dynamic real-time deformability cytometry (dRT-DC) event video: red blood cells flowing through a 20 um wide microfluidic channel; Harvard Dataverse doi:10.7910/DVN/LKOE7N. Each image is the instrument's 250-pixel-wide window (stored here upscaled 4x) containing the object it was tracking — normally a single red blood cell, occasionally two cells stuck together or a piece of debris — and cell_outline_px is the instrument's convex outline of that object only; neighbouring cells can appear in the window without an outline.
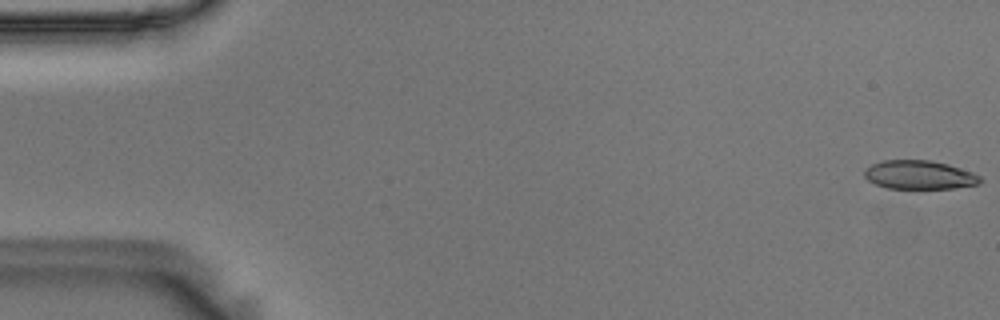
{"species": "Egyptian fruit bat (a non-hibernating species)", "species_latin": "Rousettus aegyptiacus", "temperature_condition": "room temperature", "stored_images_in_passage": 49, "camera_frame_rate_fps": 3000, "um_per_image_px": 0.085, "animal": {"sex": "male"}, "frame": {"image": 1, "passage_image": 1, "time_ms": 0.0, "image_size_px": [1000, 320], "cell_outline_px": [[984, 180], [980, 184], [952, 188], [888, 188], [876, 184], [868, 180], [864, 176], [864, 172], [872, 164], [884, 160], [928, 160], [948, 164], [972, 172], [980, 176]], "centroid_in_image_um": [78.18, 14.86], "position_along_channel_um": 6.8, "area_um2": 19.25}}
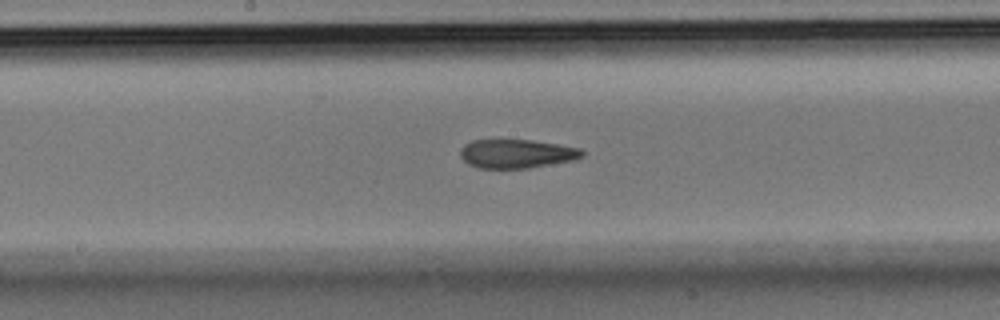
{"frame": {"image": 2, "passage_image": 29, "time_ms": 9.333, "image_size_px": [1000, 320], "cell_outline_px": [[584, 156], [572, 160], [528, 168], [480, 168], [468, 164], [460, 156], [460, 148], [464, 144], [472, 140], [532, 140], [580, 148], [584, 152]], "centroid_in_image_um": [43.88, 13.06], "position_along_channel_um": 204.3, "area_um2": 20.35}}
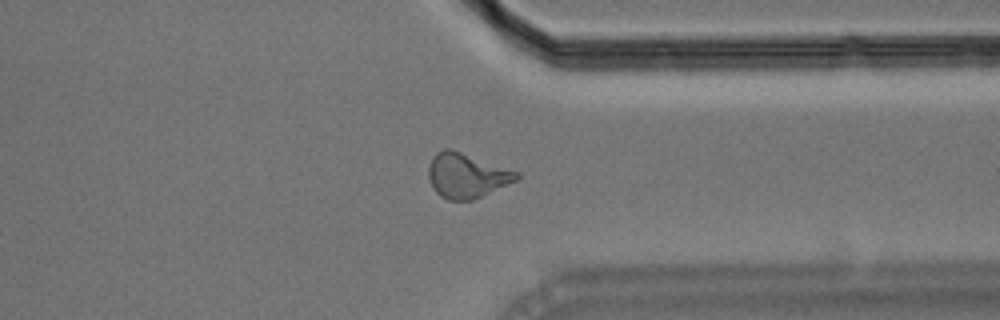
{"frame": {"image": 3, "passage_image": 43, "time_ms": 14.0, "image_size_px": [1000, 320], "cell_outline_px": [[520, 176], [516, 180], [472, 200], [448, 200], [440, 196], [432, 188], [428, 176], [428, 168], [436, 152], [444, 148], [452, 148], [520, 172]], "centroid_in_image_um": [39.64, 14.9], "position_along_channel_um": 371.8, "area_um2": 22.95}}